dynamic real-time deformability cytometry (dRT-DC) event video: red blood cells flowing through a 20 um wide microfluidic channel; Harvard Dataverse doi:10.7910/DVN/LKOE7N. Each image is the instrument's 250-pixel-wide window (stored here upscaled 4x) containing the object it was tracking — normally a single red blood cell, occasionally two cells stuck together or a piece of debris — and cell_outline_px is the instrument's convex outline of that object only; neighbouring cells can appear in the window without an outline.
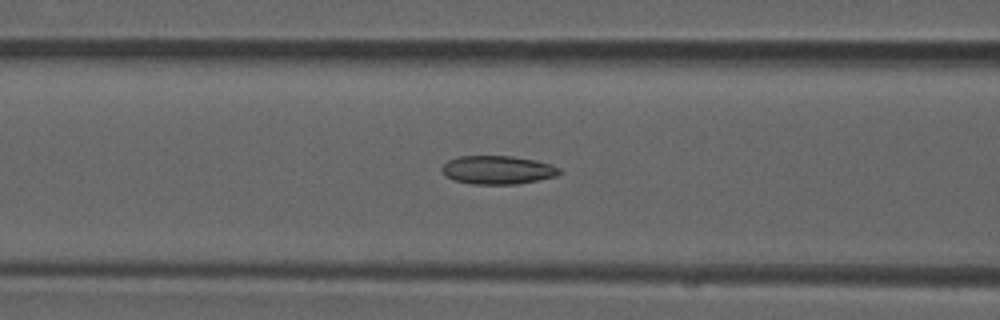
{"species": "common noctule bat (a hibernating species)", "species_latin": "Nyctalus noctula", "temperature_condition": "room temperature", "stored_images_in_passage": 35, "camera_frame_rate_fps": 3000, "um_per_image_px": 0.085, "animal": {"sex": "male", "forearm_length_mm": 52.5}, "frame": {"image": 1, "passage_image": 13, "time_ms": 4.0, "image_size_px": [1000, 320], "cell_outline_px": [[564, 172], [556, 176], [516, 184], [472, 184], [456, 180], [444, 176], [440, 168], [448, 160], [460, 156], [512, 156], [536, 160], [552, 164], [560, 168]], "centroid_in_image_um": [42.32, 14.44], "position_along_channel_um": 124.3, "area_um2": 19.59}}
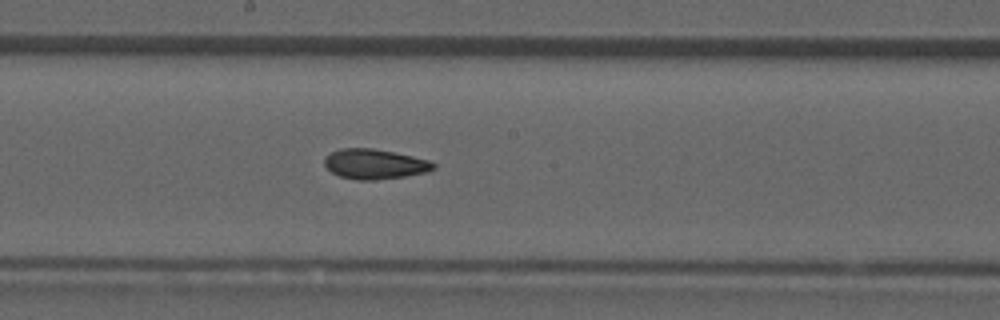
{"frame": {"image": 2, "passage_image": 20, "time_ms": 6.333, "image_size_px": [1000, 320], "cell_outline_px": [[436, 168], [428, 172], [404, 176], [376, 180], [356, 180], [340, 176], [332, 172], [324, 164], [324, 156], [340, 148], [372, 148], [412, 156], [428, 160], [436, 164]], "centroid_in_image_um": [31.84, 13.95], "position_along_channel_um": 216.4, "area_um2": 19.02}}
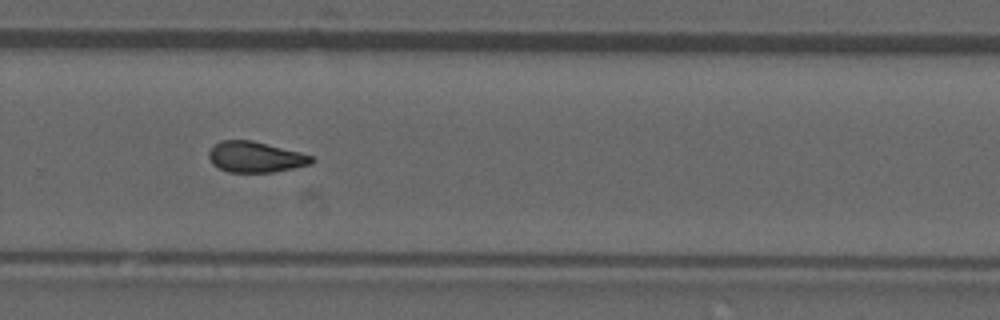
{"frame": {"image": 3, "passage_image": 27, "time_ms": 8.667, "image_size_px": [1000, 320], "cell_outline_px": [[316, 160], [312, 164], [272, 172], [228, 172], [212, 164], [208, 156], [208, 152], [220, 140], [252, 140], [300, 152], [312, 156]], "centroid_in_image_um": [21.72, 13.34], "position_along_channel_um": 308.1, "area_um2": 18.38}}